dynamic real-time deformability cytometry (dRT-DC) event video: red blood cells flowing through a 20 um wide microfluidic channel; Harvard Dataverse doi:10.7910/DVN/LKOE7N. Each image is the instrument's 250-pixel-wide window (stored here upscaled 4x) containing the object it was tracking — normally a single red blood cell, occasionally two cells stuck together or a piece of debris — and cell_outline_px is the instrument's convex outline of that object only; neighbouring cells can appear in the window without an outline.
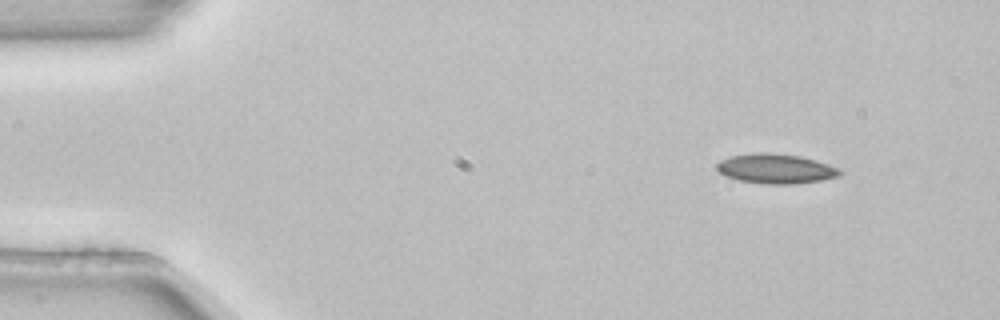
{"species": "common noctule bat (a hibernating species)", "species_latin": "Nyctalus noctula", "temperature_condition": "room temperature", "stored_images_in_passage": 4, "camera_frame_rate_fps": 3000, "um_per_image_px": 0.085, "animal": {"sex": "female", "body_mass_g": 22.7, "forearm_length_mm": 54.2}, "frame": {"image": 1, "passage_image": 1, "time_ms": 0.0, "image_size_px": [1000, 320], "cell_outline_px": [[844, 172], [840, 176], [820, 180], [796, 184], [764, 184], [740, 180], [724, 176], [716, 168], [716, 164], [720, 160], [732, 156], [752, 152], [764, 152], [800, 156], [816, 160], [840, 168]], "centroid_in_image_um": [65.95, 14.34], "position_along_channel_um": 19.0, "area_um2": 21.44}}
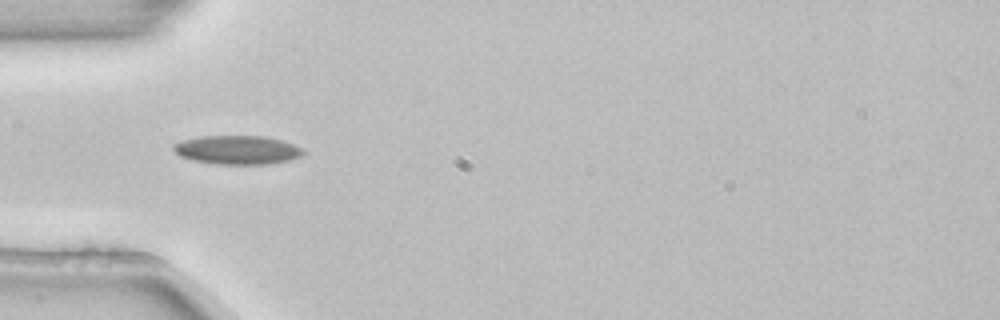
{"frame": {"image": 2, "passage_image": 4, "time_ms": 1.0, "image_size_px": [1000, 320], "cell_outline_px": [[304, 152], [300, 156], [288, 160], [268, 164], [216, 164], [196, 160], [180, 156], [172, 148], [172, 144], [184, 140], [200, 136], [264, 136], [280, 140], [304, 148]], "centroid_in_image_um": [20.17, 12.74], "position_along_channel_um": 64.8, "area_um2": 21.56}}